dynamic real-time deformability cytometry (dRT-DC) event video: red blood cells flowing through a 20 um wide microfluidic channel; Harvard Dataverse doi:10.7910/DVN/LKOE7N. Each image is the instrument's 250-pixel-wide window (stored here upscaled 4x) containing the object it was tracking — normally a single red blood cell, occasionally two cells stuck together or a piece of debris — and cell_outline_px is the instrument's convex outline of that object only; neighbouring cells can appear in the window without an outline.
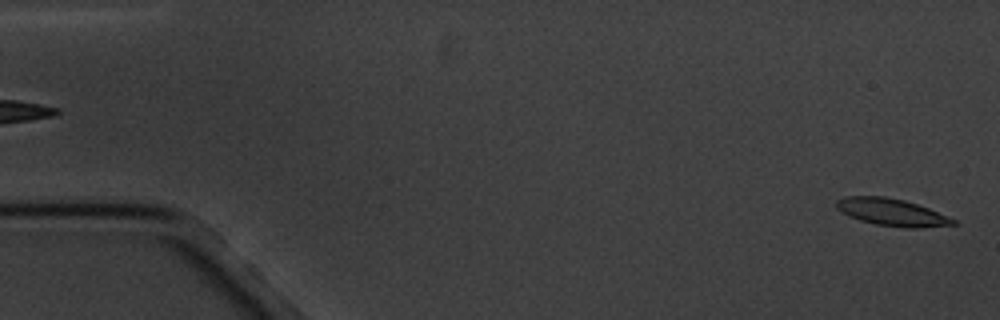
{"species": "common noctule bat (a hibernating species)", "species_latin": "Nyctalus noctula", "temperature_condition": "cold", "stored_images_in_passage": 5, "segment_of_instrument_passage": [2, 2], "camera_frame_rate_fps": 3000, "um_per_image_px": 0.085, "animal": {"sex": "male", "body_mass_g": 20.1, "forearm_length_mm": 53.5}, "frame": {"image": 1, "passage_image": 5, "time_ms": 4.667, "image_size_px": [1000, 320], "cell_outline_px": [[960, 224], [920, 228], [908, 228], [876, 224], [860, 220], [848, 216], [836, 208], [836, 200], [844, 196], [884, 196], [904, 200], [928, 208], [956, 220]], "centroid_in_image_um": [75.8, 18.04], "position_along_channel_um": 9.2, "area_um2": 18.5}}